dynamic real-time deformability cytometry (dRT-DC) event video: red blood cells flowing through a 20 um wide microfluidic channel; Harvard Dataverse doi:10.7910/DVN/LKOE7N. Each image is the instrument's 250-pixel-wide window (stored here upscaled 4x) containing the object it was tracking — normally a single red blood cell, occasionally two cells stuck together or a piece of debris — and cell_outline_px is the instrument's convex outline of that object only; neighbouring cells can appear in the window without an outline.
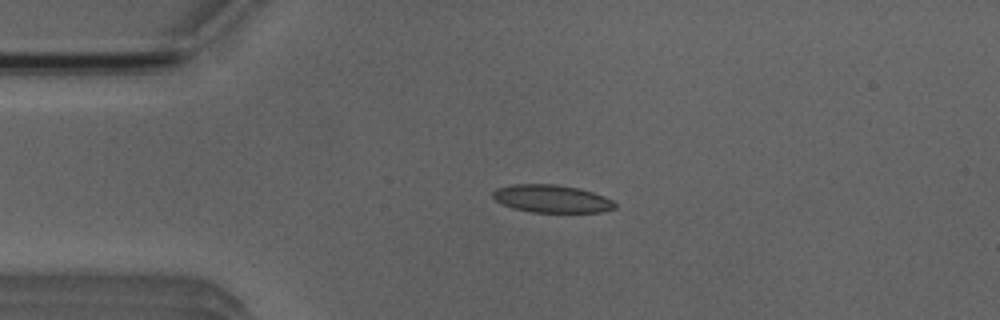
{"species": "Egyptian fruit bat (a non-hibernating species)", "species_latin": "Rousettus aegyptiacus", "temperature_condition": "room temperature", "stored_images_in_passage": 3, "camera_frame_rate_fps": 3000, "um_per_image_px": 0.085, "animal": {"sex": "male"}, "frame": {"image": 1, "passage_image": 3, "time_ms": 2.333, "image_size_px": [1000, 320], "cell_outline_px": [[616, 208], [600, 212], [532, 212], [512, 208], [496, 200], [492, 196], [492, 192], [496, 188], [512, 184], [556, 184], [580, 188], [604, 196], [612, 200], [616, 204]], "centroid_in_image_um": [46.9, 16.88], "position_along_channel_um": 38.1, "area_um2": 19.77}}